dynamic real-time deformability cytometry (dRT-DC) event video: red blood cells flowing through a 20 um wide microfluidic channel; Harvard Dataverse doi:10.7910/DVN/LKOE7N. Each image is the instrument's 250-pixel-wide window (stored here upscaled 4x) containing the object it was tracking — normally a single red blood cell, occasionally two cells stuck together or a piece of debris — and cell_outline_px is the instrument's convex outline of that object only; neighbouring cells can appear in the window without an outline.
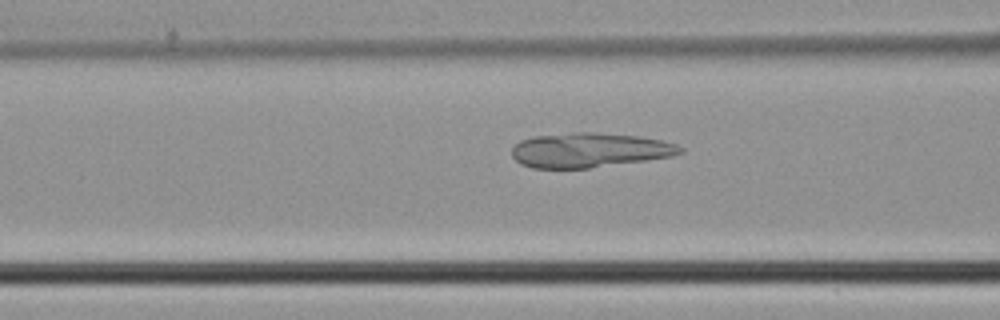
{"species": "common noctule bat (a hibernating species)", "species_latin": "Nyctalus noctula", "temperature_condition": "cold", "stored_images_in_passage": 32, "camera_frame_rate_fps": 3000, "um_per_image_px": 0.085, "animal": {"sex": "male", "body_mass_g": 21.5, "forearm_length_mm": 52.0}, "frame": {"image": 1, "passage_image": 8, "time_ms": 2.333, "image_size_px": [1000, 320], "cell_outline_px": [[684, 152], [672, 156], [588, 168], [532, 168], [520, 164], [512, 156], [512, 148], [520, 140], [532, 136], [572, 132], [592, 132], [636, 136], [660, 140], [676, 144], [684, 148]], "centroid_in_image_um": [50.06, 12.75], "position_along_channel_um": 116.5, "area_um2": 33.81}}
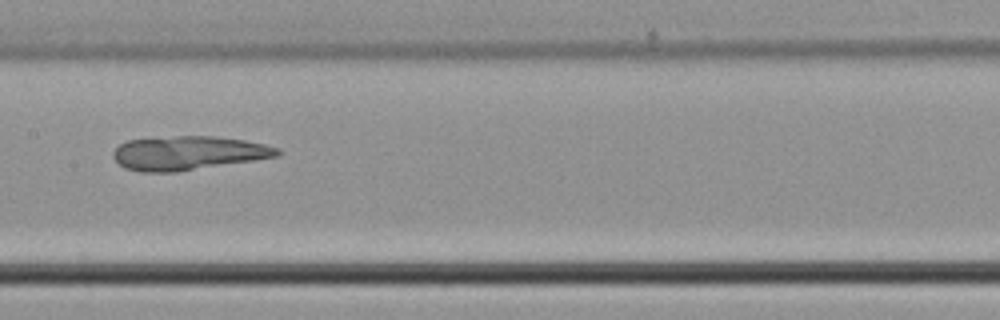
{"frame": {"image": 2, "passage_image": 13, "time_ms": 4.0, "image_size_px": [1000, 320], "cell_outline_px": [[284, 152], [280, 156], [176, 172], [140, 172], [124, 168], [112, 156], [112, 152], [120, 144], [128, 140], [176, 136], [212, 136], [244, 140], [264, 144], [280, 148]], "centroid_in_image_um": [16.03, 13.01], "position_along_channel_um": 191.4, "area_um2": 32.48}}
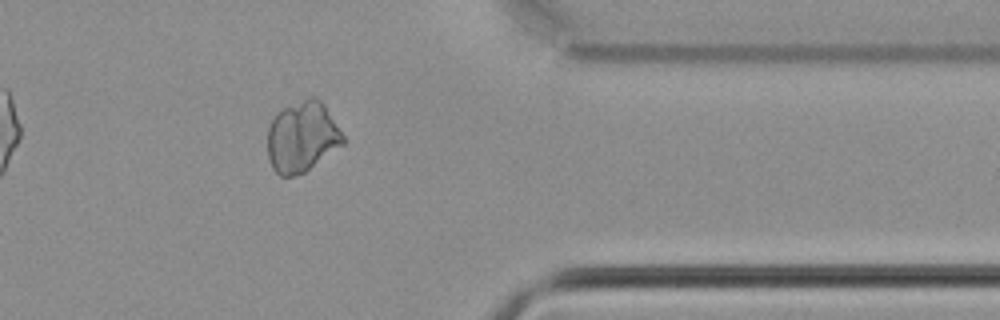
{"frame": {"image": 3, "passage_image": 27, "time_ms": 8.667, "image_size_px": [1000, 320], "cell_outline_px": [[344, 144], [304, 172], [292, 176], [280, 176], [272, 168], [268, 156], [268, 128], [276, 112], [280, 108], [308, 96], [316, 96], [324, 104], [344, 136]], "centroid_in_image_um": [25.67, 11.6], "position_along_channel_um": 385.7, "area_um2": 31.21}}